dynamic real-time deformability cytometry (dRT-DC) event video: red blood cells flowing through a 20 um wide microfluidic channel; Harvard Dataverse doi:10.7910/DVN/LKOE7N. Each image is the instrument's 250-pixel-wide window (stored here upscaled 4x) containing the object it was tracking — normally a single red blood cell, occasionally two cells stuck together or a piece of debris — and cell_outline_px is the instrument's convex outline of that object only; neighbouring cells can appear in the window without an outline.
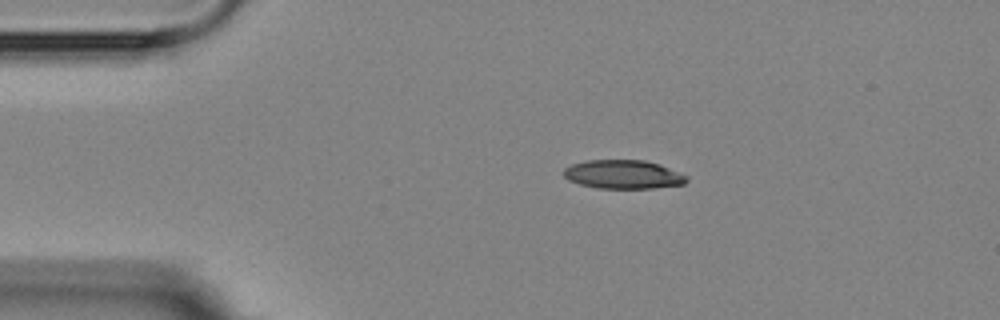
{"species": "Egyptian fruit bat (a non-hibernating species)", "species_latin": "Rousettus aegyptiacus", "temperature_condition": "room temperature", "stored_images_in_passage": 4, "camera_frame_rate_fps": 3000, "um_per_image_px": 0.085, "animal": {"sex": "female"}, "frame": {"image": 1, "passage_image": 2, "time_ms": 1.0, "image_size_px": [1000, 320], "cell_outline_px": [[688, 180], [684, 184], [652, 188], [596, 188], [580, 184], [568, 180], [564, 176], [564, 168], [572, 164], [584, 160], [644, 160], [660, 164], [688, 176]], "centroid_in_image_um": [52.97, 14.82], "position_along_channel_um": 32.0, "area_um2": 20.63}}
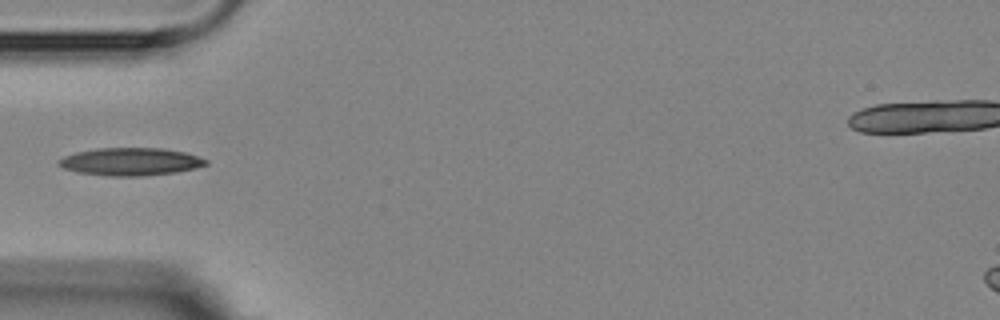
{"frame": {"image": 2, "passage_image": 4, "time_ms": 3.333, "image_size_px": [1000, 320], "cell_outline_px": [[208, 164], [196, 168], [176, 172], [144, 176], [108, 176], [76, 172], [64, 168], [56, 164], [64, 156], [76, 152], [100, 148], [164, 148], [184, 152], [208, 160]], "centroid_in_image_um": [11.1, 13.74], "position_along_channel_um": 73.9, "area_um2": 23.76}}